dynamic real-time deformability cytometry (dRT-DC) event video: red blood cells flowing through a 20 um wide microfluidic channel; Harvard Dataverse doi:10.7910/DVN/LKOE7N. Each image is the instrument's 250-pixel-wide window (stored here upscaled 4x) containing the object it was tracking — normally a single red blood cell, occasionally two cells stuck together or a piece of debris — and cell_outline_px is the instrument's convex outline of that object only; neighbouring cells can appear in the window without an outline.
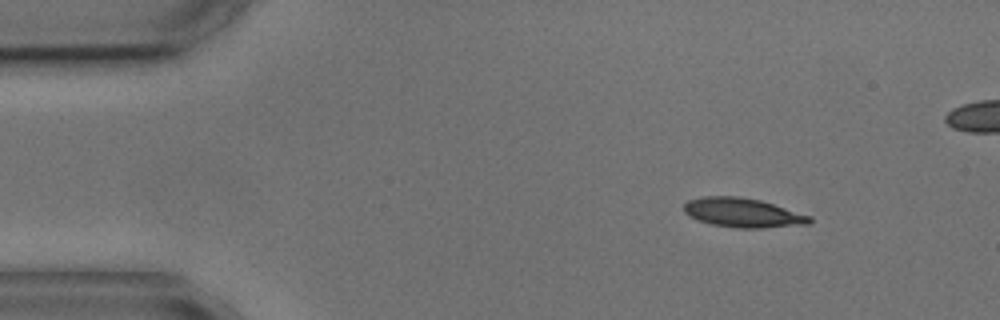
{"species": "common noctule bat (a hibernating species)", "species_latin": "Nyctalus noctula", "temperature_condition": "cold", "stored_images_in_passage": 4, "camera_frame_rate_fps": 3000, "um_per_image_px": 0.085, "animal": {"sex": "male", "body_mass_g": 17.9, "forearm_length_mm": 54.2}, "frame": {"image": 1, "passage_image": 1, "time_ms": 0.0, "image_size_px": [1000, 320], "cell_outline_px": [[812, 224], [764, 228], [736, 228], [712, 224], [688, 216], [684, 212], [684, 204], [688, 200], [704, 196], [740, 196], [760, 200], [812, 216]], "centroid_in_image_um": [63.17, 18.08], "position_along_channel_um": 21.8, "area_um2": 21.56}}